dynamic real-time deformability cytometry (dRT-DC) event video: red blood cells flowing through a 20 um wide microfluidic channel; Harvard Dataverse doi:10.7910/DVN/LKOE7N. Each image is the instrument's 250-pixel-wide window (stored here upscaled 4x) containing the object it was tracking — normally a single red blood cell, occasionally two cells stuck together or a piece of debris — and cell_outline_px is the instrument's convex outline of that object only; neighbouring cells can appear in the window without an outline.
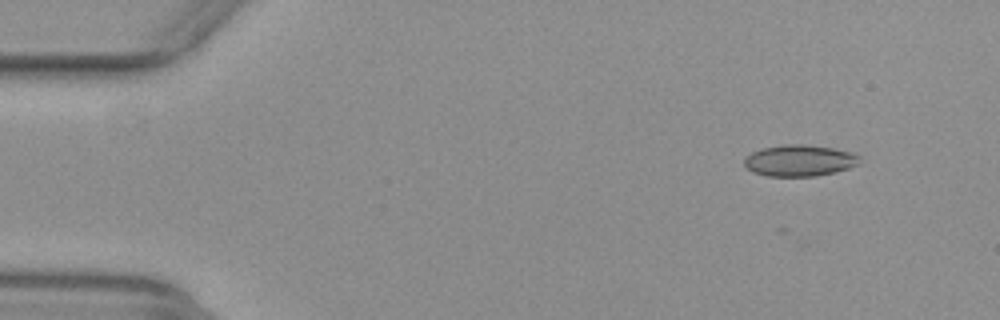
{"species": "common noctule bat (a hibernating species)", "species_latin": "Nyctalus noctula", "temperature_condition": "warm", "stored_images_in_passage": 54, "camera_frame_rate_fps": 3000, "um_per_image_px": 0.085, "animal": {"sex": "female", "body_mass_g": 29.2, "forearm_length_mm": 56.3}, "frame": {"image": 1, "passage_image": 6, "time_ms": 1.667, "image_size_px": [1000, 320], "cell_outline_px": [[860, 164], [836, 172], [816, 176], [768, 176], [752, 172], [744, 168], [744, 160], [752, 152], [764, 148], [784, 144], [804, 144], [832, 148], [852, 152], [860, 156]], "centroid_in_image_um": [67.97, 13.65], "position_along_channel_um": 17.0, "area_um2": 21.21}}
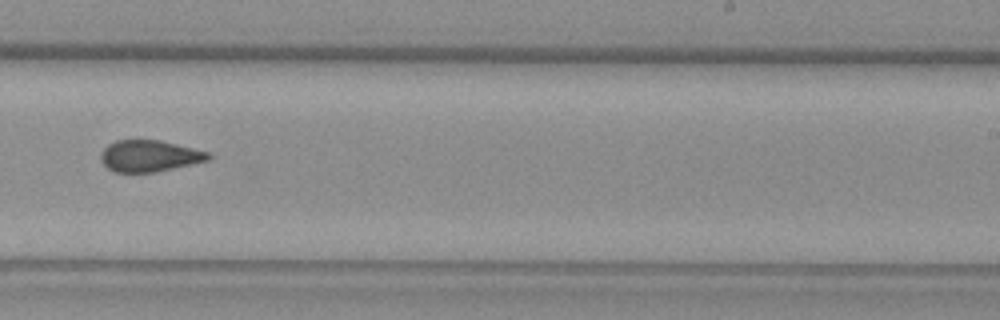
{"frame": {"image": 2, "passage_image": 34, "time_ms": 11.0, "image_size_px": [1000, 320], "cell_outline_px": [[212, 156], [208, 160], [156, 172], [112, 172], [100, 160], [100, 156], [104, 148], [108, 144], [116, 140], [160, 140], [208, 152]], "centroid_in_image_um": [12.67, 13.26], "position_along_channel_um": 276.3, "area_um2": 19.59}}
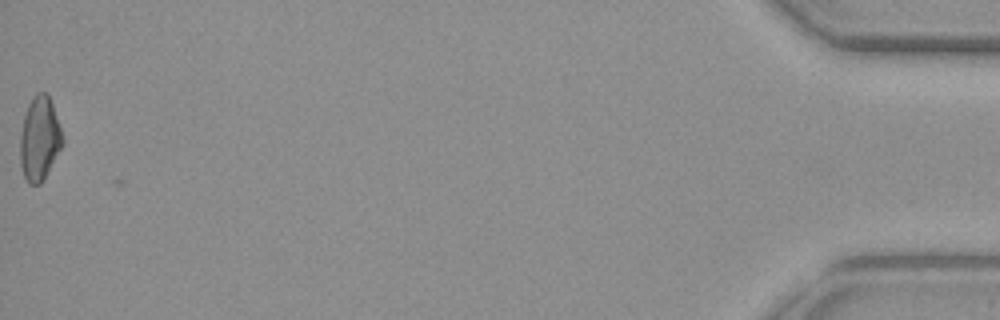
{"frame": {"image": 3, "passage_image": 54, "time_ms": 17.667, "image_size_px": [1000, 320], "cell_outline_px": [[64, 144], [40, 184], [28, 184], [24, 176], [20, 164], [20, 136], [24, 116], [28, 104], [32, 96], [36, 92], [48, 92], [64, 140]], "centroid_in_image_um": [3.35, 11.77], "position_along_channel_um": 431.8, "area_um2": 20.69}, "authors_computed_cell_mechanics": {"area_um2": 20.4034, "velocity_mm_per_s": 3.9088, "shape_relaxation_time_tau1_ms": null, "shape_relaxation_time_tau2_ms": 2.0846, "deformation_change_tau1": null, "deformation_change_tau2": 0.0637}}